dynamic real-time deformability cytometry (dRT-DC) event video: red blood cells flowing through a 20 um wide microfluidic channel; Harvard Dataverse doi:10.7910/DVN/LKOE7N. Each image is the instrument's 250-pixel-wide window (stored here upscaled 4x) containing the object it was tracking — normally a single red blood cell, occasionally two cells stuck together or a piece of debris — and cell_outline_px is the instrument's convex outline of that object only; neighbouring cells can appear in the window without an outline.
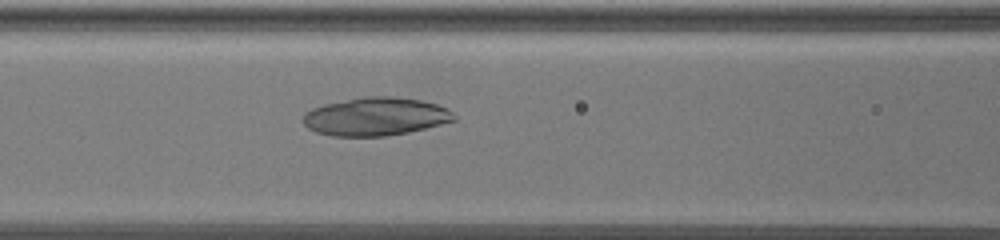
{"species": "common noctule bat (a hibernating species)", "species_latin": "Nyctalus noctula", "temperature_condition": "warm", "stored_images_in_passage": 70, "camera_frame_rate_fps": 3000, "um_per_image_px": 0.085, "animal": {"sex": "female", "body_mass_g": 19.5, "forearm_length_mm": 54.1}, "frame": {"image": 1, "passage_image": 33, "time_ms": 10.667, "image_size_px": [1000, 240], "cell_outline_px": [[456, 120], [408, 132], [384, 136], [332, 136], [316, 132], [308, 128], [304, 124], [304, 112], [312, 108], [324, 104], [360, 96], [392, 96], [420, 100], [436, 104], [448, 108], [456, 116]], "centroid_in_image_um": [31.91, 9.89], "position_along_channel_um": 134.7, "area_um2": 33.64}}
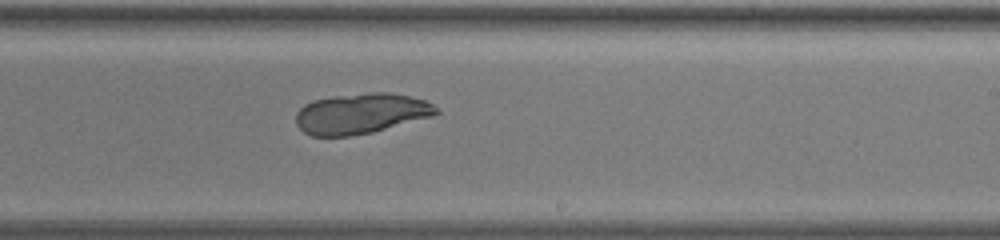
{"frame": {"image": 2, "passage_image": 45, "time_ms": 14.667, "image_size_px": [1000, 240], "cell_outline_px": [[440, 112], [432, 116], [372, 132], [348, 136], [312, 136], [304, 132], [296, 124], [296, 112], [304, 104], [312, 100], [332, 96], [368, 92], [388, 92], [408, 96], [424, 100], [432, 104]], "centroid_in_image_um": [30.64, 9.64], "position_along_channel_um": 258.4, "area_um2": 33.0}}
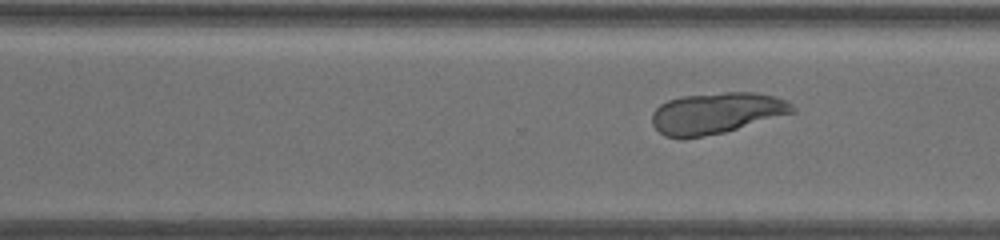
{"frame": {"image": 3, "passage_image": 50, "time_ms": 16.333, "image_size_px": [1000, 240], "cell_outline_px": [[796, 112], [724, 132], [684, 140], [680, 140], [664, 136], [652, 124], [652, 112], [660, 104], [668, 100], [680, 96], [724, 92], [752, 92], [772, 96], [784, 100], [792, 104], [796, 108]], "centroid_in_image_um": [60.85, 9.63], "position_along_channel_um": 309.8, "area_um2": 33.87}}